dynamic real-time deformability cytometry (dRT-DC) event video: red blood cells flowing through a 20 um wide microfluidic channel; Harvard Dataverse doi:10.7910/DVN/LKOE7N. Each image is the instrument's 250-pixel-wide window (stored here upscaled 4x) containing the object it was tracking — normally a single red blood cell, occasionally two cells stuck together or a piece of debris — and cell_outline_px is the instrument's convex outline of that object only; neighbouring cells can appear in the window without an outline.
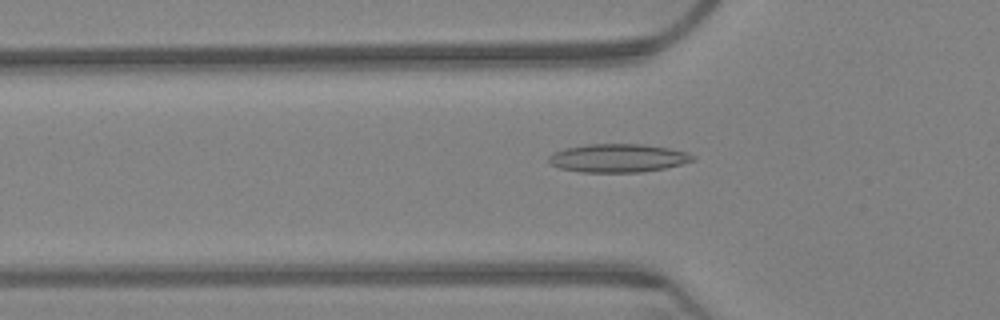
{"species": "Egyptian fruit bat (a non-hibernating species)", "species_latin": "Rousettus aegyptiacus", "temperature_condition": "warm", "stored_images_in_passage": 65, "camera_frame_rate_fps": 3000, "um_per_image_px": 0.085, "animal": {"sex": "female"}, "frame": {"image": 1, "passage_image": 22, "time_ms": 7.0, "image_size_px": [1000, 320], "cell_outline_px": [[696, 160], [664, 168], [640, 172], [580, 172], [560, 168], [548, 164], [548, 156], [552, 152], [564, 148], [588, 144], [644, 144], [668, 148], [688, 152], [696, 156]], "centroid_in_image_um": [52.5, 13.43], "position_along_channel_um": 73.3, "area_um2": 23.99}}
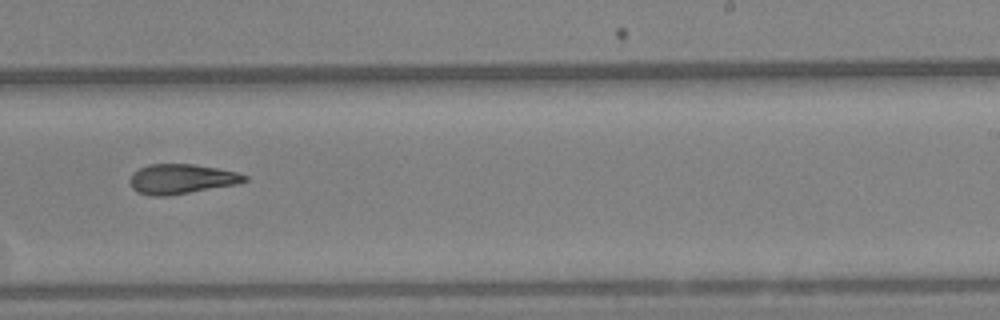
{"frame": {"image": 2, "passage_image": 41, "time_ms": 13.333, "image_size_px": [1000, 320], "cell_outline_px": [[248, 180], [236, 184], [168, 196], [152, 196], [136, 192], [132, 188], [132, 176], [140, 168], [148, 164], [196, 164], [220, 168], [236, 172], [248, 176]], "centroid_in_image_um": [15.46, 15.21], "position_along_channel_um": 273.5, "area_um2": 19.77}}
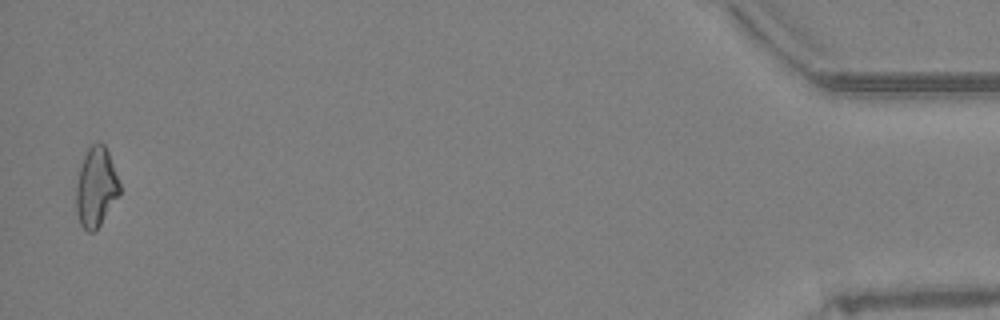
{"frame": {"image": 3, "passage_image": 64, "time_ms": 21.0, "image_size_px": [1000, 320], "cell_outline_px": [[120, 196], [100, 224], [92, 232], [88, 232], [80, 224], [76, 212], [76, 184], [80, 168], [84, 156], [88, 148], [92, 144], [100, 140], [104, 144], [108, 152], [120, 184]], "centroid_in_image_um": [8.16, 15.9], "position_along_channel_um": 427.0, "area_um2": 20.17}, "authors_computed_cell_mechanics": {"area_um2": 20.2878, "velocity_mm_per_s": 3.1702, "shape_relaxation_time_tau1_ms": null, "shape_relaxation_time_tau2_ms": 6.2116, "deformation_change_tau1": null, "deformation_change_tau2": 0.1503}}